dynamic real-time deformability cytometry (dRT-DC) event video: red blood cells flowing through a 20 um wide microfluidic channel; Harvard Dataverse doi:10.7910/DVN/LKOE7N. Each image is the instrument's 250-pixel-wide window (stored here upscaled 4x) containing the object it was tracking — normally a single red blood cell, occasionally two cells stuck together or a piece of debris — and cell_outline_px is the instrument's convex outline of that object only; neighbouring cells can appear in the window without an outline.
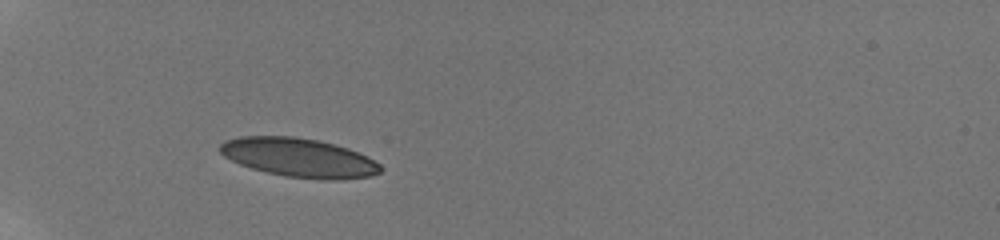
{"species": "human", "species_latin": "Homo sapiens", "temperature_condition": "room temperature", "stored_images_in_passage": 8, "camera_frame_rate_fps": 3000, "um_per_image_px": 0.085, "donor": {"sex": "male"}, "frame": {"image": 1, "passage_image": 1, "time_ms": 0.0, "image_size_px": [1000, 240], "cell_outline_px": [[384, 168], [380, 172], [368, 176], [340, 180], [324, 180], [284, 176], [252, 168], [240, 164], [224, 156], [216, 148], [224, 140], [240, 136], [296, 136], [316, 140], [348, 148], [368, 156], [380, 164]], "centroid_in_image_um": [25.4, 13.39], "position_along_channel_um": 59.6, "area_um2": 36.53}}
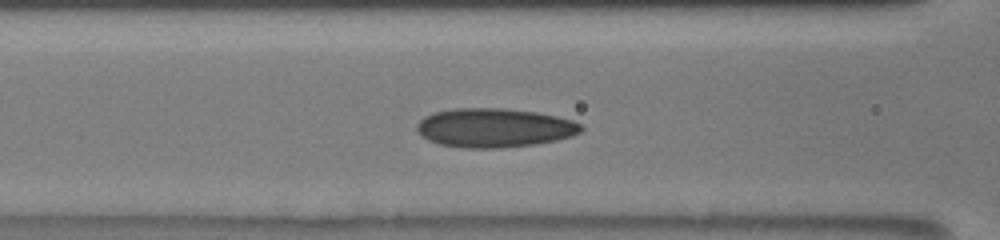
{"frame": {"image": 2, "passage_image": 7, "time_ms": 2.333, "image_size_px": [1000, 240], "cell_outline_px": [[584, 128], [580, 132], [572, 136], [556, 140], [536, 144], [500, 148], [460, 148], [440, 144], [428, 140], [416, 128], [416, 124], [424, 116], [432, 112], [456, 108], [504, 108], [536, 112], [556, 116], [572, 120], [580, 124]], "centroid_in_image_um": [42.01, 10.86], "position_along_channel_um": 124.6, "area_um2": 37.45}}